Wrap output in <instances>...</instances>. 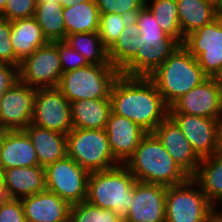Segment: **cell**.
<instances>
[{"label": "cell", "mask_w": 222, "mask_h": 222, "mask_svg": "<svg viewBox=\"0 0 222 222\" xmlns=\"http://www.w3.org/2000/svg\"><path fill=\"white\" fill-rule=\"evenodd\" d=\"M110 101L113 113L130 119L147 133L169 115L155 84L144 76L120 74L111 87Z\"/></svg>", "instance_id": "obj_1"}, {"label": "cell", "mask_w": 222, "mask_h": 222, "mask_svg": "<svg viewBox=\"0 0 222 222\" xmlns=\"http://www.w3.org/2000/svg\"><path fill=\"white\" fill-rule=\"evenodd\" d=\"M124 166L140 182L176 186L190 177L174 161L153 132L146 133Z\"/></svg>", "instance_id": "obj_2"}, {"label": "cell", "mask_w": 222, "mask_h": 222, "mask_svg": "<svg viewBox=\"0 0 222 222\" xmlns=\"http://www.w3.org/2000/svg\"><path fill=\"white\" fill-rule=\"evenodd\" d=\"M148 78L170 107L183 94L204 82L208 76L196 58L181 44Z\"/></svg>", "instance_id": "obj_3"}, {"label": "cell", "mask_w": 222, "mask_h": 222, "mask_svg": "<svg viewBox=\"0 0 222 222\" xmlns=\"http://www.w3.org/2000/svg\"><path fill=\"white\" fill-rule=\"evenodd\" d=\"M136 181L124 165L91 172L87 181L86 201L99 208L113 210L124 218L134 198Z\"/></svg>", "instance_id": "obj_4"}, {"label": "cell", "mask_w": 222, "mask_h": 222, "mask_svg": "<svg viewBox=\"0 0 222 222\" xmlns=\"http://www.w3.org/2000/svg\"><path fill=\"white\" fill-rule=\"evenodd\" d=\"M120 72L112 65L89 64L62 73L58 89L71 103L78 100L110 99L111 87Z\"/></svg>", "instance_id": "obj_5"}, {"label": "cell", "mask_w": 222, "mask_h": 222, "mask_svg": "<svg viewBox=\"0 0 222 222\" xmlns=\"http://www.w3.org/2000/svg\"><path fill=\"white\" fill-rule=\"evenodd\" d=\"M66 137L67 156L89 173L120 165L114 159L105 129L73 128Z\"/></svg>", "instance_id": "obj_6"}, {"label": "cell", "mask_w": 222, "mask_h": 222, "mask_svg": "<svg viewBox=\"0 0 222 222\" xmlns=\"http://www.w3.org/2000/svg\"><path fill=\"white\" fill-rule=\"evenodd\" d=\"M215 207L190 177L176 186H167L165 222H212Z\"/></svg>", "instance_id": "obj_7"}, {"label": "cell", "mask_w": 222, "mask_h": 222, "mask_svg": "<svg viewBox=\"0 0 222 222\" xmlns=\"http://www.w3.org/2000/svg\"><path fill=\"white\" fill-rule=\"evenodd\" d=\"M46 190L56 193L70 206L86 201L89 172L72 158L63 159L44 168Z\"/></svg>", "instance_id": "obj_8"}, {"label": "cell", "mask_w": 222, "mask_h": 222, "mask_svg": "<svg viewBox=\"0 0 222 222\" xmlns=\"http://www.w3.org/2000/svg\"><path fill=\"white\" fill-rule=\"evenodd\" d=\"M19 81L35 89L57 88L62 68L57 47L48 42L18 66Z\"/></svg>", "instance_id": "obj_9"}, {"label": "cell", "mask_w": 222, "mask_h": 222, "mask_svg": "<svg viewBox=\"0 0 222 222\" xmlns=\"http://www.w3.org/2000/svg\"><path fill=\"white\" fill-rule=\"evenodd\" d=\"M203 72L213 77L222 70V15L185 37L182 44Z\"/></svg>", "instance_id": "obj_10"}, {"label": "cell", "mask_w": 222, "mask_h": 222, "mask_svg": "<svg viewBox=\"0 0 222 222\" xmlns=\"http://www.w3.org/2000/svg\"><path fill=\"white\" fill-rule=\"evenodd\" d=\"M31 123L67 135L73 129L70 102L58 88L37 89Z\"/></svg>", "instance_id": "obj_11"}, {"label": "cell", "mask_w": 222, "mask_h": 222, "mask_svg": "<svg viewBox=\"0 0 222 222\" xmlns=\"http://www.w3.org/2000/svg\"><path fill=\"white\" fill-rule=\"evenodd\" d=\"M37 89L20 81L0 101V127L5 131L24 130L31 124Z\"/></svg>", "instance_id": "obj_12"}, {"label": "cell", "mask_w": 222, "mask_h": 222, "mask_svg": "<svg viewBox=\"0 0 222 222\" xmlns=\"http://www.w3.org/2000/svg\"><path fill=\"white\" fill-rule=\"evenodd\" d=\"M169 116L180 127L200 159L219 152L222 120L187 114H169Z\"/></svg>", "instance_id": "obj_13"}, {"label": "cell", "mask_w": 222, "mask_h": 222, "mask_svg": "<svg viewBox=\"0 0 222 222\" xmlns=\"http://www.w3.org/2000/svg\"><path fill=\"white\" fill-rule=\"evenodd\" d=\"M169 114H187L222 120V104L216 82L208 77L183 94L170 107Z\"/></svg>", "instance_id": "obj_14"}, {"label": "cell", "mask_w": 222, "mask_h": 222, "mask_svg": "<svg viewBox=\"0 0 222 222\" xmlns=\"http://www.w3.org/2000/svg\"><path fill=\"white\" fill-rule=\"evenodd\" d=\"M167 186L136 181L124 222H165Z\"/></svg>", "instance_id": "obj_15"}, {"label": "cell", "mask_w": 222, "mask_h": 222, "mask_svg": "<svg viewBox=\"0 0 222 222\" xmlns=\"http://www.w3.org/2000/svg\"><path fill=\"white\" fill-rule=\"evenodd\" d=\"M153 133L181 169L192 177L197 172L201 159L176 122L168 115Z\"/></svg>", "instance_id": "obj_16"}, {"label": "cell", "mask_w": 222, "mask_h": 222, "mask_svg": "<svg viewBox=\"0 0 222 222\" xmlns=\"http://www.w3.org/2000/svg\"><path fill=\"white\" fill-rule=\"evenodd\" d=\"M105 131L114 159L120 165H124L131 157L141 139L147 133L138 124L112 111L109 115Z\"/></svg>", "instance_id": "obj_17"}, {"label": "cell", "mask_w": 222, "mask_h": 222, "mask_svg": "<svg viewBox=\"0 0 222 222\" xmlns=\"http://www.w3.org/2000/svg\"><path fill=\"white\" fill-rule=\"evenodd\" d=\"M181 44L171 36L164 41H145L136 56L120 71L125 76L148 77Z\"/></svg>", "instance_id": "obj_18"}, {"label": "cell", "mask_w": 222, "mask_h": 222, "mask_svg": "<svg viewBox=\"0 0 222 222\" xmlns=\"http://www.w3.org/2000/svg\"><path fill=\"white\" fill-rule=\"evenodd\" d=\"M27 222H68L70 205L48 190L21 199Z\"/></svg>", "instance_id": "obj_19"}, {"label": "cell", "mask_w": 222, "mask_h": 222, "mask_svg": "<svg viewBox=\"0 0 222 222\" xmlns=\"http://www.w3.org/2000/svg\"><path fill=\"white\" fill-rule=\"evenodd\" d=\"M39 166L37 154L24 130L5 131L0 142V169Z\"/></svg>", "instance_id": "obj_20"}, {"label": "cell", "mask_w": 222, "mask_h": 222, "mask_svg": "<svg viewBox=\"0 0 222 222\" xmlns=\"http://www.w3.org/2000/svg\"><path fill=\"white\" fill-rule=\"evenodd\" d=\"M7 198L22 199L46 190L45 171L41 166L3 170Z\"/></svg>", "instance_id": "obj_21"}, {"label": "cell", "mask_w": 222, "mask_h": 222, "mask_svg": "<svg viewBox=\"0 0 222 222\" xmlns=\"http://www.w3.org/2000/svg\"><path fill=\"white\" fill-rule=\"evenodd\" d=\"M24 131L34 145L39 166L45 168L67 156L66 134L44 129L32 123Z\"/></svg>", "instance_id": "obj_22"}, {"label": "cell", "mask_w": 222, "mask_h": 222, "mask_svg": "<svg viewBox=\"0 0 222 222\" xmlns=\"http://www.w3.org/2000/svg\"><path fill=\"white\" fill-rule=\"evenodd\" d=\"M11 44L16 55V66L48 41L34 17L11 21Z\"/></svg>", "instance_id": "obj_23"}, {"label": "cell", "mask_w": 222, "mask_h": 222, "mask_svg": "<svg viewBox=\"0 0 222 222\" xmlns=\"http://www.w3.org/2000/svg\"><path fill=\"white\" fill-rule=\"evenodd\" d=\"M70 105L73 128L105 129L112 111L110 99L78 100Z\"/></svg>", "instance_id": "obj_24"}, {"label": "cell", "mask_w": 222, "mask_h": 222, "mask_svg": "<svg viewBox=\"0 0 222 222\" xmlns=\"http://www.w3.org/2000/svg\"><path fill=\"white\" fill-rule=\"evenodd\" d=\"M204 192L208 201L218 207L222 201V154L201 159L197 172L191 177Z\"/></svg>", "instance_id": "obj_25"}, {"label": "cell", "mask_w": 222, "mask_h": 222, "mask_svg": "<svg viewBox=\"0 0 222 222\" xmlns=\"http://www.w3.org/2000/svg\"><path fill=\"white\" fill-rule=\"evenodd\" d=\"M176 3L184 38L220 16L216 7L201 0H176Z\"/></svg>", "instance_id": "obj_26"}, {"label": "cell", "mask_w": 222, "mask_h": 222, "mask_svg": "<svg viewBox=\"0 0 222 222\" xmlns=\"http://www.w3.org/2000/svg\"><path fill=\"white\" fill-rule=\"evenodd\" d=\"M66 36L75 33L98 32L100 12L96 0H89L63 8Z\"/></svg>", "instance_id": "obj_27"}, {"label": "cell", "mask_w": 222, "mask_h": 222, "mask_svg": "<svg viewBox=\"0 0 222 222\" xmlns=\"http://www.w3.org/2000/svg\"><path fill=\"white\" fill-rule=\"evenodd\" d=\"M140 44L138 23L134 18L129 19L116 42L107 50L110 64L120 72L136 56Z\"/></svg>", "instance_id": "obj_28"}, {"label": "cell", "mask_w": 222, "mask_h": 222, "mask_svg": "<svg viewBox=\"0 0 222 222\" xmlns=\"http://www.w3.org/2000/svg\"><path fill=\"white\" fill-rule=\"evenodd\" d=\"M64 40L71 48L80 53L89 64L111 65L107 49L102 44L98 32L70 34Z\"/></svg>", "instance_id": "obj_29"}, {"label": "cell", "mask_w": 222, "mask_h": 222, "mask_svg": "<svg viewBox=\"0 0 222 222\" xmlns=\"http://www.w3.org/2000/svg\"><path fill=\"white\" fill-rule=\"evenodd\" d=\"M34 18L48 42L66 38V28L61 4H36Z\"/></svg>", "instance_id": "obj_30"}, {"label": "cell", "mask_w": 222, "mask_h": 222, "mask_svg": "<svg viewBox=\"0 0 222 222\" xmlns=\"http://www.w3.org/2000/svg\"><path fill=\"white\" fill-rule=\"evenodd\" d=\"M145 6L164 32L180 44L184 43L185 38L180 29L176 0H145Z\"/></svg>", "instance_id": "obj_31"}, {"label": "cell", "mask_w": 222, "mask_h": 222, "mask_svg": "<svg viewBox=\"0 0 222 222\" xmlns=\"http://www.w3.org/2000/svg\"><path fill=\"white\" fill-rule=\"evenodd\" d=\"M69 222H124V218L113 210L83 201L70 207Z\"/></svg>", "instance_id": "obj_32"}, {"label": "cell", "mask_w": 222, "mask_h": 222, "mask_svg": "<svg viewBox=\"0 0 222 222\" xmlns=\"http://www.w3.org/2000/svg\"><path fill=\"white\" fill-rule=\"evenodd\" d=\"M129 19L130 18L121 14H100L98 34L102 40V44L107 50L116 42Z\"/></svg>", "instance_id": "obj_33"}, {"label": "cell", "mask_w": 222, "mask_h": 222, "mask_svg": "<svg viewBox=\"0 0 222 222\" xmlns=\"http://www.w3.org/2000/svg\"><path fill=\"white\" fill-rule=\"evenodd\" d=\"M134 19L139 26L141 36L140 49L145 44V41H164L169 36L159 27L155 17L146 6L136 13Z\"/></svg>", "instance_id": "obj_34"}, {"label": "cell", "mask_w": 222, "mask_h": 222, "mask_svg": "<svg viewBox=\"0 0 222 222\" xmlns=\"http://www.w3.org/2000/svg\"><path fill=\"white\" fill-rule=\"evenodd\" d=\"M100 14L115 13L134 18L145 6V0H96Z\"/></svg>", "instance_id": "obj_35"}, {"label": "cell", "mask_w": 222, "mask_h": 222, "mask_svg": "<svg viewBox=\"0 0 222 222\" xmlns=\"http://www.w3.org/2000/svg\"><path fill=\"white\" fill-rule=\"evenodd\" d=\"M52 43L57 47L62 73L89 65L86 59L75 49L71 48L65 40L53 41Z\"/></svg>", "instance_id": "obj_36"}, {"label": "cell", "mask_w": 222, "mask_h": 222, "mask_svg": "<svg viewBox=\"0 0 222 222\" xmlns=\"http://www.w3.org/2000/svg\"><path fill=\"white\" fill-rule=\"evenodd\" d=\"M36 0H7L0 17L13 21L34 17Z\"/></svg>", "instance_id": "obj_37"}, {"label": "cell", "mask_w": 222, "mask_h": 222, "mask_svg": "<svg viewBox=\"0 0 222 222\" xmlns=\"http://www.w3.org/2000/svg\"><path fill=\"white\" fill-rule=\"evenodd\" d=\"M11 21L0 17V63L16 66V55L11 40Z\"/></svg>", "instance_id": "obj_38"}, {"label": "cell", "mask_w": 222, "mask_h": 222, "mask_svg": "<svg viewBox=\"0 0 222 222\" xmlns=\"http://www.w3.org/2000/svg\"><path fill=\"white\" fill-rule=\"evenodd\" d=\"M0 222H27L21 199L5 198L0 200Z\"/></svg>", "instance_id": "obj_39"}, {"label": "cell", "mask_w": 222, "mask_h": 222, "mask_svg": "<svg viewBox=\"0 0 222 222\" xmlns=\"http://www.w3.org/2000/svg\"><path fill=\"white\" fill-rule=\"evenodd\" d=\"M18 81V67L9 63H0V101L4 93Z\"/></svg>", "instance_id": "obj_40"}, {"label": "cell", "mask_w": 222, "mask_h": 222, "mask_svg": "<svg viewBox=\"0 0 222 222\" xmlns=\"http://www.w3.org/2000/svg\"><path fill=\"white\" fill-rule=\"evenodd\" d=\"M212 79L216 82L218 91H219V96H220V101L222 104V70L217 72Z\"/></svg>", "instance_id": "obj_41"}, {"label": "cell", "mask_w": 222, "mask_h": 222, "mask_svg": "<svg viewBox=\"0 0 222 222\" xmlns=\"http://www.w3.org/2000/svg\"><path fill=\"white\" fill-rule=\"evenodd\" d=\"M89 0H61V5L63 8H67L69 6H72L74 4L82 3V2H87Z\"/></svg>", "instance_id": "obj_42"}, {"label": "cell", "mask_w": 222, "mask_h": 222, "mask_svg": "<svg viewBox=\"0 0 222 222\" xmlns=\"http://www.w3.org/2000/svg\"><path fill=\"white\" fill-rule=\"evenodd\" d=\"M5 198H7V196L4 189L3 171L0 169V200Z\"/></svg>", "instance_id": "obj_43"}, {"label": "cell", "mask_w": 222, "mask_h": 222, "mask_svg": "<svg viewBox=\"0 0 222 222\" xmlns=\"http://www.w3.org/2000/svg\"><path fill=\"white\" fill-rule=\"evenodd\" d=\"M219 205L221 206L220 208L215 207V212H214V219L217 222H222V201L219 203Z\"/></svg>", "instance_id": "obj_44"}, {"label": "cell", "mask_w": 222, "mask_h": 222, "mask_svg": "<svg viewBox=\"0 0 222 222\" xmlns=\"http://www.w3.org/2000/svg\"><path fill=\"white\" fill-rule=\"evenodd\" d=\"M36 4H61V0H36Z\"/></svg>", "instance_id": "obj_45"}, {"label": "cell", "mask_w": 222, "mask_h": 222, "mask_svg": "<svg viewBox=\"0 0 222 222\" xmlns=\"http://www.w3.org/2000/svg\"><path fill=\"white\" fill-rule=\"evenodd\" d=\"M201 1L207 2L211 4L212 6L216 7L217 9L218 0H201Z\"/></svg>", "instance_id": "obj_46"}, {"label": "cell", "mask_w": 222, "mask_h": 222, "mask_svg": "<svg viewBox=\"0 0 222 222\" xmlns=\"http://www.w3.org/2000/svg\"><path fill=\"white\" fill-rule=\"evenodd\" d=\"M219 152L222 154V121L220 123V149Z\"/></svg>", "instance_id": "obj_47"}, {"label": "cell", "mask_w": 222, "mask_h": 222, "mask_svg": "<svg viewBox=\"0 0 222 222\" xmlns=\"http://www.w3.org/2000/svg\"><path fill=\"white\" fill-rule=\"evenodd\" d=\"M217 11L220 15H222V0H218Z\"/></svg>", "instance_id": "obj_48"}, {"label": "cell", "mask_w": 222, "mask_h": 222, "mask_svg": "<svg viewBox=\"0 0 222 222\" xmlns=\"http://www.w3.org/2000/svg\"><path fill=\"white\" fill-rule=\"evenodd\" d=\"M6 1L7 0H0V14L3 12L5 8Z\"/></svg>", "instance_id": "obj_49"}, {"label": "cell", "mask_w": 222, "mask_h": 222, "mask_svg": "<svg viewBox=\"0 0 222 222\" xmlns=\"http://www.w3.org/2000/svg\"><path fill=\"white\" fill-rule=\"evenodd\" d=\"M4 133H5V130L0 127V142H1V139H2Z\"/></svg>", "instance_id": "obj_50"}]
</instances>
